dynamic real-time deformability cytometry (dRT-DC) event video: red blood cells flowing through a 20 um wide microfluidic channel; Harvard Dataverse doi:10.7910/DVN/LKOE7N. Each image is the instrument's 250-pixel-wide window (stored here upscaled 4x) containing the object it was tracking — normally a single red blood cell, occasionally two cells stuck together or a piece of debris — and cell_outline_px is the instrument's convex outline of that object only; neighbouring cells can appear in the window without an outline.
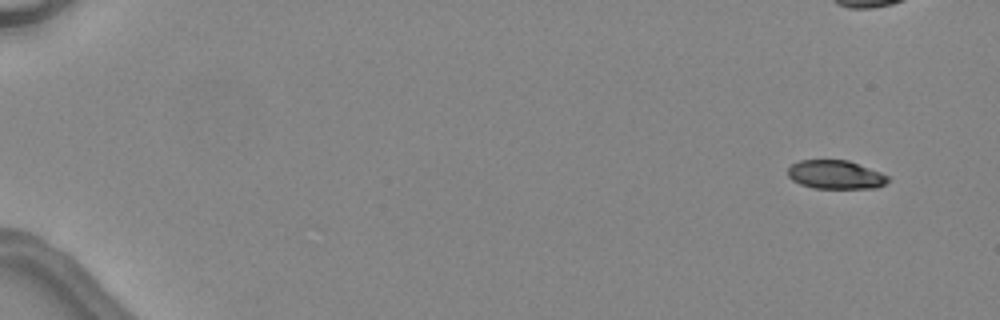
{"species": "common noctule bat (a hibernating species)", "species_latin": "Nyctalus noctula", "temperature_condition": "warm", "stored_images_in_passage": 8, "camera_frame_rate_fps": 3000, "um_per_image_px": 0.085, "animal": {"sex": "female", "body_mass_g": 24.6, "forearm_length_mm": 56.2}, "frame": {"image": 1, "passage_image": 1, "time_ms": 0.0, "image_size_px": [1000, 320], "cell_outline_px": [[888, 180], [884, 184], [876, 188], [812, 188], [800, 184], [792, 180], [788, 176], [788, 168], [792, 164], [800, 160], [848, 160], [880, 172], [888, 176]], "centroid_in_image_um": [70.99, 14.85], "position_along_channel_um": 14.0, "area_um2": 16.65}}